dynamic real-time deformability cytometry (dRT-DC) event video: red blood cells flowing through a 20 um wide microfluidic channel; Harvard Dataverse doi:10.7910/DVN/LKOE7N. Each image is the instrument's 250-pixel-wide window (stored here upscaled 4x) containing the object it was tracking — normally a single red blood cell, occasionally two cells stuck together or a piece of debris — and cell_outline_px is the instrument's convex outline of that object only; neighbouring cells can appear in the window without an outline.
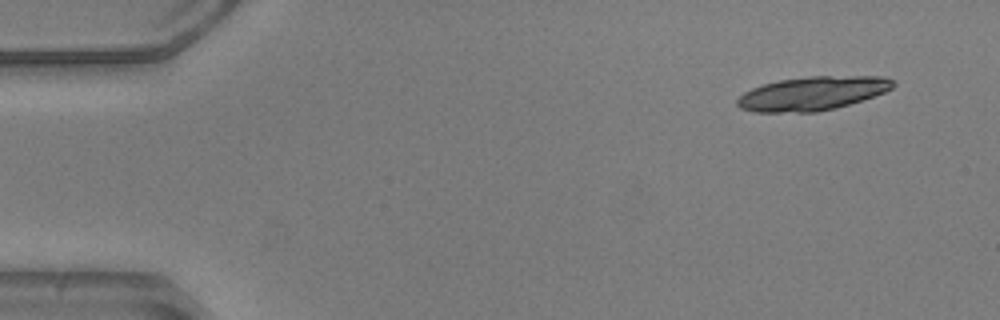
{"species": "common noctule bat (a hibernating species)", "species_latin": "Nyctalus noctula", "temperature_condition": "warm", "stored_images_in_passage": 11, "camera_frame_rate_fps": 3000, "um_per_image_px": 0.085, "animal": {"sex": "male", "body_mass_g": 20.5, "forearm_length_mm": 52.5}, "frame": {"image": 1, "passage_image": 1, "time_ms": 0.0, "image_size_px": [1000, 320], "cell_outline_px": [[896, 84], [892, 88], [884, 92], [836, 108], [816, 112], [756, 112], [740, 108], [736, 104], [736, 100], [744, 92], [752, 88], [764, 84], [780, 80], [808, 76], [884, 76], [896, 80]], "centroid_in_image_um": [69.06, 7.93], "position_along_channel_um": 15.9, "area_um2": 30.63}}